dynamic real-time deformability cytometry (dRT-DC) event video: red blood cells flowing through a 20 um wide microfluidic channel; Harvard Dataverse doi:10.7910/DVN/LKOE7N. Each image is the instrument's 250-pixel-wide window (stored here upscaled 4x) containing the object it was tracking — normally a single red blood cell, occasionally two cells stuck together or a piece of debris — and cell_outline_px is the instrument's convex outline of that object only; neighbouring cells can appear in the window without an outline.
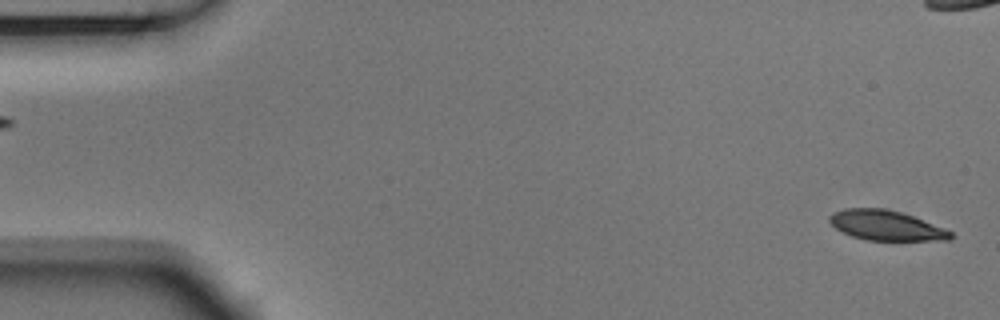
{"species": "Egyptian fruit bat (a non-hibernating species)", "species_latin": "Rousettus aegyptiacus", "temperature_condition": "room temperature", "stored_images_in_passage": 4, "segment_of_instrument_passage": [2, 2], "camera_frame_rate_fps": 3000, "um_per_image_px": 0.085, "animal": {"sex": "male"}, "frame": {"image": 1, "passage_image": 4, "time_ms": 1.0, "image_size_px": [1000, 320], "cell_outline_px": [[952, 236], [948, 240], [868, 240], [852, 236], [836, 228], [828, 220], [828, 216], [832, 212], [844, 208], [884, 208], [900, 212], [912, 216], [944, 228], [952, 232]], "centroid_in_image_um": [75.27, 19.15], "position_along_channel_um": 9.7, "area_um2": 20.92}}